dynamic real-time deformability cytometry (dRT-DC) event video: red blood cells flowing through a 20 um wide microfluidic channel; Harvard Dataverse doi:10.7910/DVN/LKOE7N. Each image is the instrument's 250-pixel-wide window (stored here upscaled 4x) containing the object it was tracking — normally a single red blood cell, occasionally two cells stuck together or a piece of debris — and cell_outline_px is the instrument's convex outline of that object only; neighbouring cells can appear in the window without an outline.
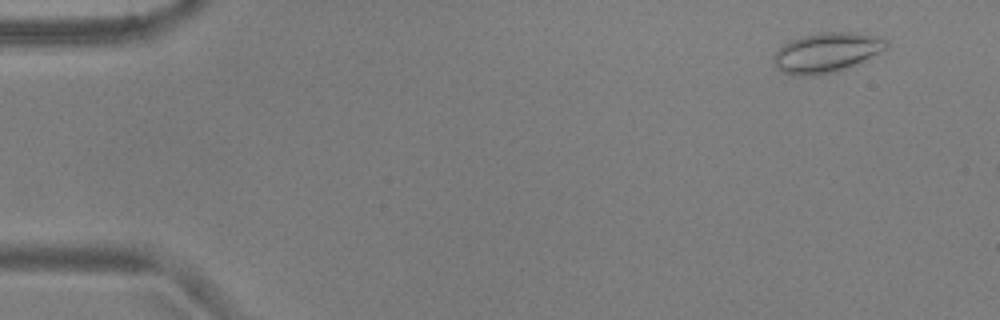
{"species": "common noctule bat (a hibernating species)", "species_latin": "Nyctalus noctula", "temperature_condition": "warm", "stored_images_in_passage": 12, "camera_frame_rate_fps": 3000, "um_per_image_px": 0.085, "animal": {"sex": "male", "body_mass_g": 17.9, "forearm_length_mm": 54.2}, "frame": {"image": 1, "passage_image": 4, "time_ms": 1.0, "image_size_px": [1000, 320], "cell_outline_px": [[888, 48], [880, 52], [844, 68], [816, 76], [800, 76], [780, 72], [776, 68], [772, 60], [776, 52], [784, 44], [800, 36], [820, 32], [856, 32], [880, 36], [888, 40]], "centroid_in_image_um": [70.24, 4.45], "position_along_channel_um": 14.8, "area_um2": 26.07}}